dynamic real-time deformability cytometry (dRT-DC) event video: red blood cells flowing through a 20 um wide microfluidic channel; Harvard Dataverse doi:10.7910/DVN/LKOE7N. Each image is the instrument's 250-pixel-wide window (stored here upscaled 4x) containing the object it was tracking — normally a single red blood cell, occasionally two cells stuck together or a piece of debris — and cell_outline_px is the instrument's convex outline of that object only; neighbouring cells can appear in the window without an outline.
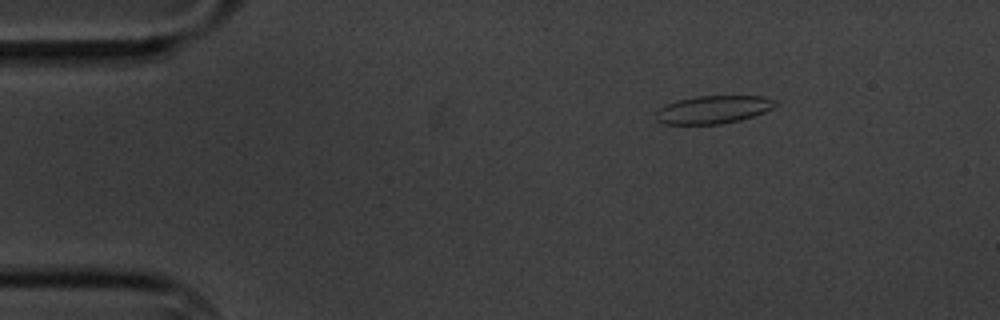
{"species": "common noctule bat (a hibernating species)", "species_latin": "Nyctalus noctula", "temperature_condition": "cold", "stored_images_in_passage": 13, "camera_frame_rate_fps": 3000, "um_per_image_px": 0.085, "animal": {"sex": "male", "body_mass_g": 20.1, "forearm_length_mm": 53.5}, "frame": {"image": 1, "passage_image": 1, "time_ms": 0.0, "image_size_px": [1000, 320], "cell_outline_px": [[776, 104], [772, 108], [764, 112], [740, 120], [720, 124], [664, 124], [656, 120], [656, 112], [660, 108], [676, 100], [696, 96], [764, 96], [776, 100]], "centroid_in_image_um": [60.62, 9.31], "position_along_channel_um": 24.4, "area_um2": 19.36}}
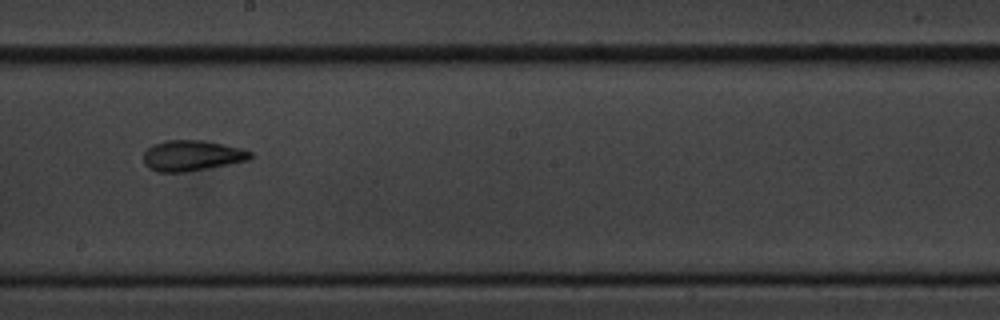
{"frame": {"image": 2, "passage_image": 7, "time_ms": 8.0, "image_size_px": [1000, 320], "cell_outline_px": [[252, 160], [208, 168], [184, 172], [156, 172], [148, 168], [144, 164], [144, 152], [152, 144], [164, 140], [204, 140], [240, 148], [252, 152]], "centroid_in_image_um": [16.3, 13.23], "position_along_channel_um": 231.9, "area_um2": 19.25}}
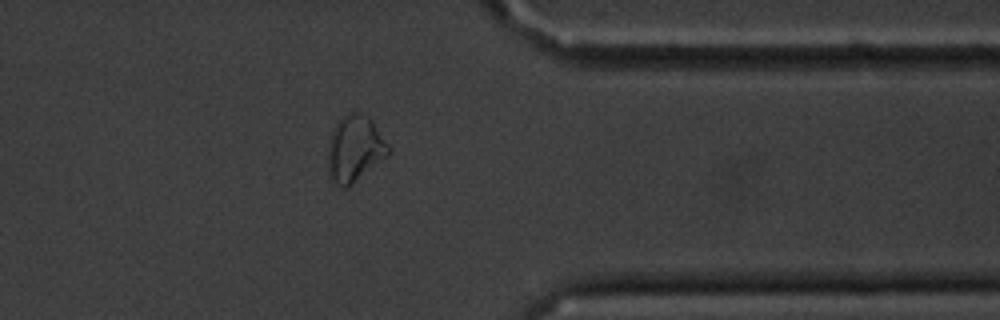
{"frame": {"image": 3, "passage_image": 11, "time_ms": 12.667, "image_size_px": [1000, 320], "cell_outline_px": [[392, 152], [388, 156], [348, 188], [344, 188], [336, 184], [328, 176], [328, 140], [336, 124], [348, 112], [360, 112], [368, 116], [372, 120], [392, 148]], "centroid_in_image_um": [30.18, 12.66], "position_along_channel_um": 381.2, "area_um2": 23.81}, "authors_computed_cell_mechanics": {"area_um2": 19.2474, "velocity_mm_per_s": 3.411, "shape_relaxation_time_tau1_ms": 4.2911, "shape_relaxation_time_tau2_ms": 2.8048, "deformation_change_tau1": 0.1198, "deformation_change_tau2": 0.0798}}